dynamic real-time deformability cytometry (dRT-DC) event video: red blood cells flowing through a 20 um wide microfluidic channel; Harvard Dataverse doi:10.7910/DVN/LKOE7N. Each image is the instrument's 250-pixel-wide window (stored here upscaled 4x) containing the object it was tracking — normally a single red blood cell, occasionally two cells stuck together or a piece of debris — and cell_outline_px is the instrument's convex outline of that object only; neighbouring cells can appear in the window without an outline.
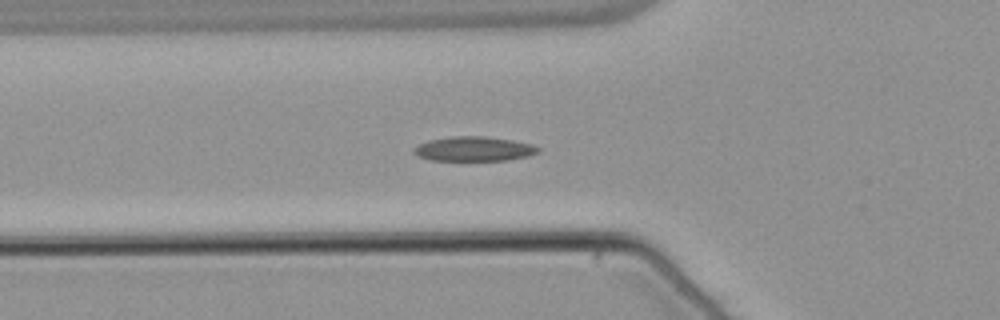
{"species": "common noctule bat (a hibernating species)", "species_latin": "Nyctalus noctula", "temperature_condition": "warm", "stored_images_in_passage": 38, "camera_frame_rate_fps": 3000, "um_per_image_px": 0.085, "animal": {"sex": "male", "body_mass_g": 21.5, "forearm_length_mm": 52.0}, "frame": {"image": 1, "passage_image": 2, "time_ms": 0.333, "image_size_px": [1000, 320], "cell_outline_px": [[540, 152], [528, 156], [508, 160], [432, 160], [416, 156], [412, 152], [412, 148], [428, 140], [448, 136], [484, 136], [512, 140], [532, 144], [540, 148]], "centroid_in_image_um": [40.26, 12.65], "position_along_channel_um": 85.5, "area_um2": 17.92}}
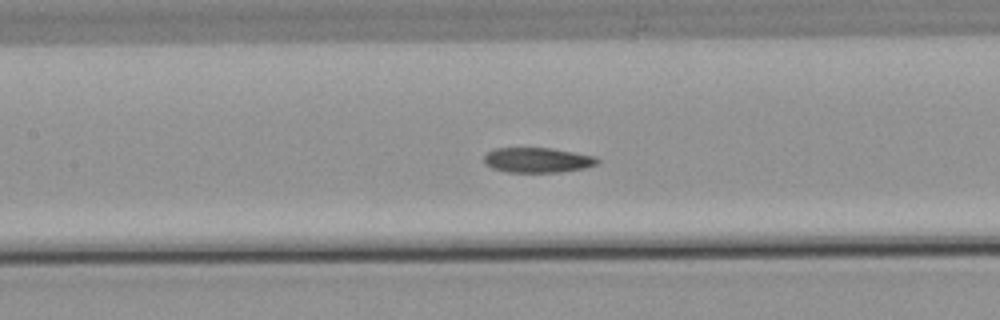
{"frame": {"image": 2, "passage_image": 8, "time_ms": 2.333, "image_size_px": [1000, 320], "cell_outline_px": [[600, 160], [596, 164], [584, 168], [560, 172], [504, 172], [492, 168], [484, 164], [484, 156], [492, 148], [552, 148], [596, 156]], "centroid_in_image_um": [45.66, 13.6], "position_along_channel_um": 161.7, "area_um2": 16.65}}
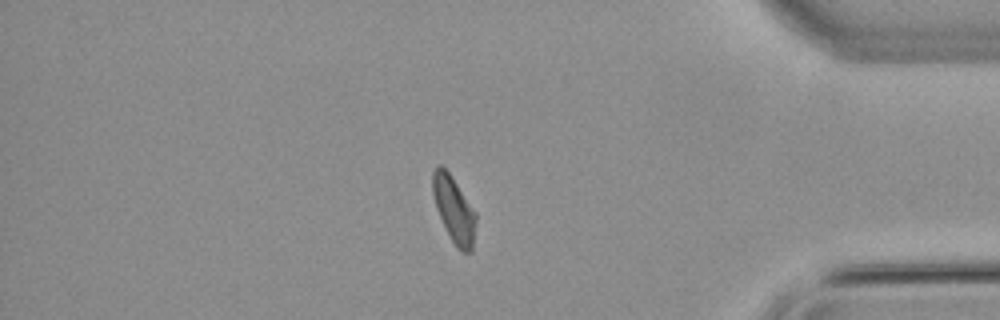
{"frame": {"image": 3, "passage_image": 29, "time_ms": 9.333, "image_size_px": [1000, 320], "cell_outline_px": [[476, 220], [472, 252], [460, 252], [456, 248], [436, 208], [432, 192], [432, 172], [436, 164], [440, 164], [448, 172], [476, 212]], "centroid_in_image_um": [38.58, 17.81], "position_along_channel_um": 396.6, "area_um2": 16.47}}